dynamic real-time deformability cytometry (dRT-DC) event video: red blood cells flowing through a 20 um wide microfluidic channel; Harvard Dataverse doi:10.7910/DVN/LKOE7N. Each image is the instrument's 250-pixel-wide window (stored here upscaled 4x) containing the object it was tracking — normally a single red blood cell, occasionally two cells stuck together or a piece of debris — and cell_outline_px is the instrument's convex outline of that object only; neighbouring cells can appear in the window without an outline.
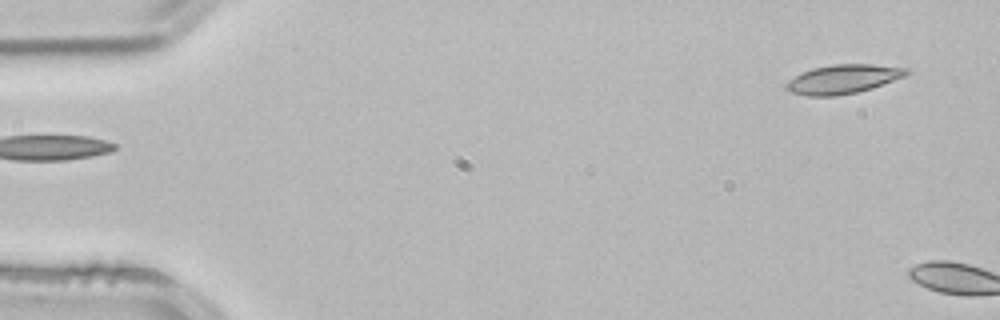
{"species": "common noctule bat (a hibernating species)", "species_latin": "Nyctalus noctula", "temperature_condition": "room temperature", "stored_images_in_passage": 3, "segment_of_instrument_passage": [2, 2], "camera_frame_rate_fps": 3000, "um_per_image_px": 0.085, "animal": {"sex": "male", "body_mass_g": 21.5, "forearm_length_mm": 52.0}, "frame": {"image": 1, "passage_image": 3, "time_ms": 0.667, "image_size_px": [1000, 320], "cell_outline_px": [[912, 72], [904, 76], [872, 88], [856, 92], [836, 96], [808, 96], [792, 92], [784, 88], [784, 84], [788, 80], [800, 72], [812, 68], [832, 64], [872, 64], [908, 68]], "centroid_in_image_um": [71.63, 6.71], "position_along_channel_um": 13.4, "area_um2": 20.46}}